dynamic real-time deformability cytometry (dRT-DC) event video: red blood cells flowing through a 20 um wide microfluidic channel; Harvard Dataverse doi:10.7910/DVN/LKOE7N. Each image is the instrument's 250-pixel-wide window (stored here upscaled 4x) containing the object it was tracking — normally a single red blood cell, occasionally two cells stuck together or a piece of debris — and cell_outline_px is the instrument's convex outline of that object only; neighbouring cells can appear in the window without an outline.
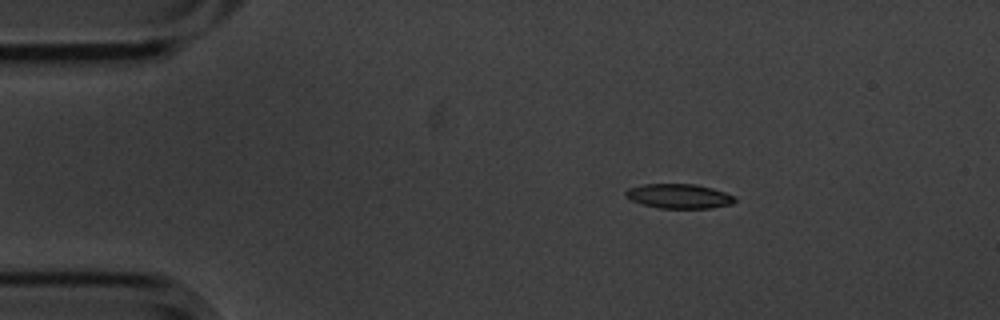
{"species": "common noctule bat (a hibernating species)", "species_latin": "Nyctalus noctula", "temperature_condition": "cold", "stored_images_in_passage": 3, "camera_frame_rate_fps": 3000, "um_per_image_px": 0.085, "animal": {"sex": "male", "body_mass_g": 20.1, "forearm_length_mm": 53.5}, "frame": {"image": 1, "passage_image": 1, "time_ms": 0.0, "image_size_px": [1000, 320], "cell_outline_px": [[736, 200], [732, 204], [712, 208], [660, 208], [644, 204], [632, 200], [624, 196], [624, 192], [628, 188], [644, 184], [696, 184], [712, 188], [736, 196]], "centroid_in_image_um": [57.73, 16.67], "position_along_channel_um": 27.3, "area_um2": 15.61}}